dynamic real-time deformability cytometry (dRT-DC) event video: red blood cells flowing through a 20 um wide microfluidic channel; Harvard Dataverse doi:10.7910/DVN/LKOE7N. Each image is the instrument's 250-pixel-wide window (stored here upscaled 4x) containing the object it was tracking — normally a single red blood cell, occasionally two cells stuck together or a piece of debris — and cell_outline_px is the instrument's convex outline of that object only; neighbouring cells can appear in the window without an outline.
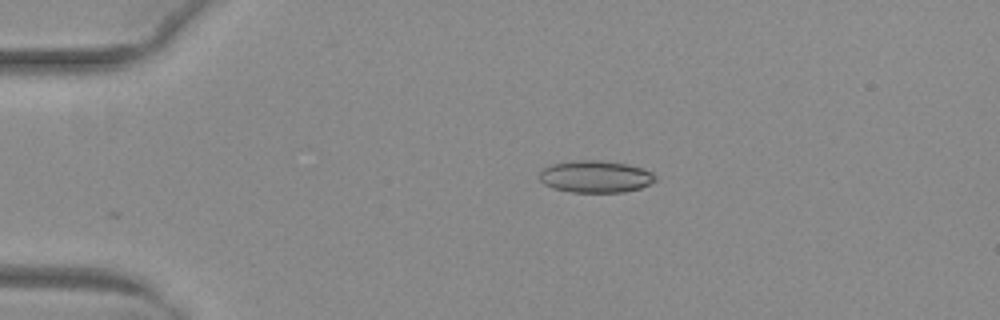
{"species": "common noctule bat (a hibernating species)", "species_latin": "Nyctalus noctula", "temperature_condition": "warm", "stored_images_in_passage": 34, "camera_frame_rate_fps": 3000, "um_per_image_px": 0.085, "animal": {"sex": "female", "body_mass_g": 29.2, "forearm_length_mm": 56.3}, "frame": {"image": 1, "passage_image": 2, "time_ms": 0.333, "image_size_px": [1000, 320], "cell_outline_px": [[656, 180], [652, 184], [640, 188], [624, 192], [572, 192], [552, 188], [544, 184], [540, 180], [540, 172], [548, 164], [580, 160], [604, 160], [628, 164], [644, 168], [652, 172], [656, 176]], "centroid_in_image_um": [50.64, 15.0], "position_along_channel_um": 34.4, "area_um2": 21.91}}
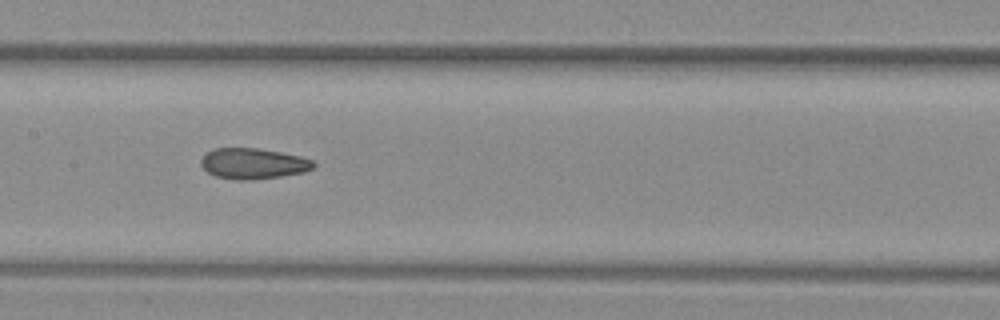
{"frame": {"image": 2, "passage_image": 17, "time_ms": 5.333, "image_size_px": [1000, 320], "cell_outline_px": [[316, 164], [312, 168], [304, 172], [280, 176], [252, 180], [236, 180], [216, 176], [208, 172], [200, 164], [200, 160], [208, 152], [216, 148], [256, 148], [280, 152], [300, 156], [312, 160]], "centroid_in_image_um": [21.52, 13.9], "position_along_channel_um": 185.9, "area_um2": 20.0}}
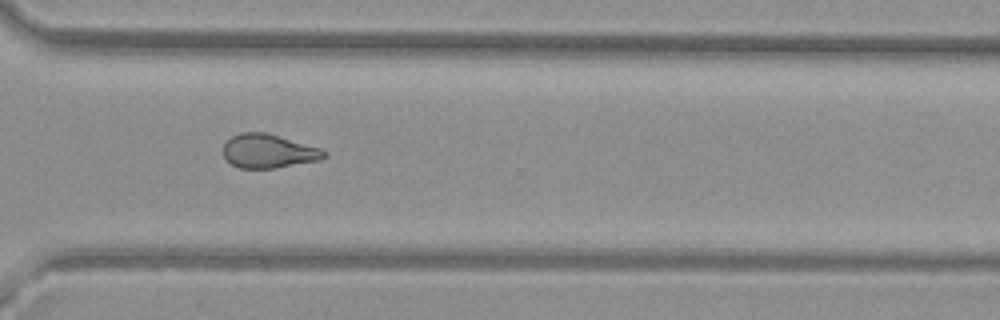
{"frame": {"image": 3, "passage_image": 29, "time_ms": 9.333, "image_size_px": [1000, 320], "cell_outline_px": [[328, 156], [320, 160], [276, 168], [240, 168], [224, 160], [224, 144], [232, 136], [240, 132], [268, 132], [320, 148]], "centroid_in_image_um": [22.81, 12.84], "position_along_channel_um": 347.8, "area_um2": 20.0}, "authors_computed_cell_mechanics": {"area_um2": 20.3745, "velocity_mm_per_s": 4.0621, "shape_relaxation_time_tau1_ms": null, "shape_relaxation_time_tau2_ms": 3.1925, "deformation_change_tau1": null, "deformation_change_tau2": 0.1117}}